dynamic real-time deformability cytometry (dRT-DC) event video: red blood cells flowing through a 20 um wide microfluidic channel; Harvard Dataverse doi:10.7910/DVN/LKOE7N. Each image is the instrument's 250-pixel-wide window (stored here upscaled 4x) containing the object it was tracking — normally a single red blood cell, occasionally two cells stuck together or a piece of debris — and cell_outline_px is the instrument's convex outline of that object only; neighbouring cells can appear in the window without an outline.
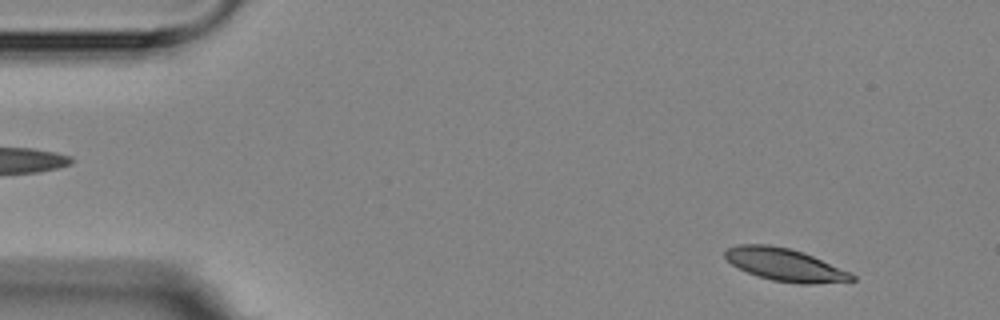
{"species": "Egyptian fruit bat (a non-hibernating species)", "species_latin": "Rousettus aegyptiacus", "temperature_condition": "room temperature", "stored_images_in_passage": 4, "camera_frame_rate_fps": 3000, "um_per_image_px": 0.085, "animal": {"sex": "female"}, "frame": {"image": 1, "passage_image": 1, "time_ms": 0.0, "image_size_px": [1000, 320], "cell_outline_px": [[856, 280], [812, 284], [796, 284], [772, 280], [748, 272], [732, 264], [724, 256], [724, 252], [728, 248], [740, 244], [768, 244], [788, 248], [804, 252], [852, 272], [856, 276]], "centroid_in_image_um": [66.78, 22.5], "position_along_channel_um": 18.2, "area_um2": 24.1}}
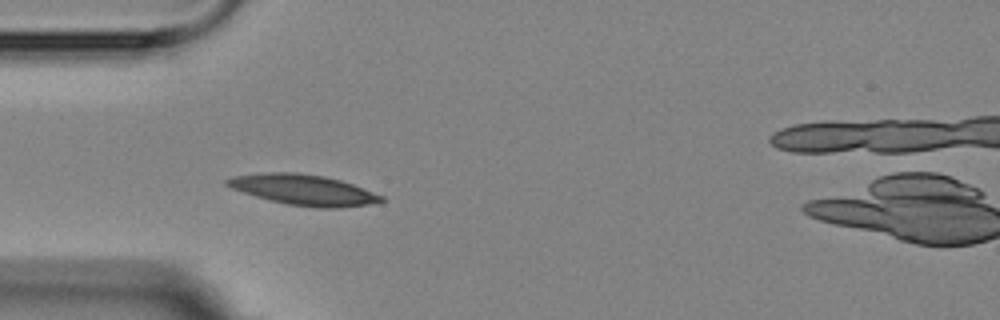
{"frame": {"image": 2, "passage_image": 4, "time_ms": 3.667, "image_size_px": [1000, 320], "cell_outline_px": [[384, 200], [368, 204], [336, 208], [320, 208], [288, 204], [256, 196], [232, 188], [224, 184], [224, 180], [232, 176], [264, 172], [296, 172], [324, 176], [340, 180], [352, 184], [384, 196]], "centroid_in_image_um": [25.77, 16.12], "position_along_channel_um": 59.2, "area_um2": 27.17}}